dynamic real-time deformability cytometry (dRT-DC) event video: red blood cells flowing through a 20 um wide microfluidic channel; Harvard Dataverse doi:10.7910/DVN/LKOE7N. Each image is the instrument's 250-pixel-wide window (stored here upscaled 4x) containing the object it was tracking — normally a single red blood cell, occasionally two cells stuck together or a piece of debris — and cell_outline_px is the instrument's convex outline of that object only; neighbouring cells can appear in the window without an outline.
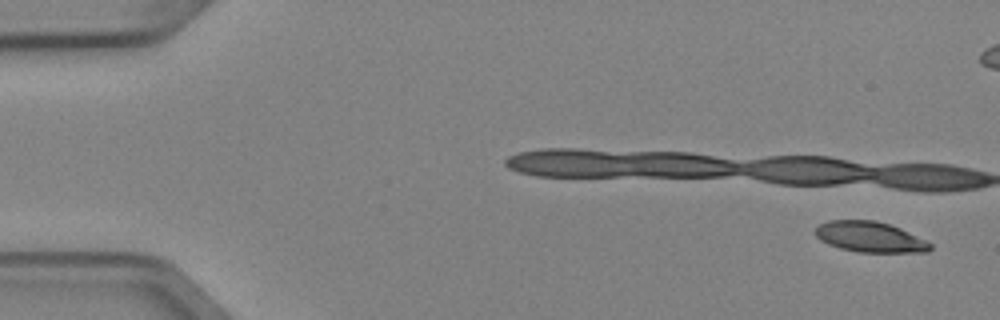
{"species": "Egyptian fruit bat (a non-hibernating species)", "species_latin": "Rousettus aegyptiacus", "temperature_condition": "cold", "stored_images_in_passage": 5, "camera_frame_rate_fps": 3000, "um_per_image_px": 0.085, "animal": {"sex": "female"}, "frame": {"image": 1, "passage_image": 1, "time_ms": 0.0, "image_size_px": [1000, 320], "cell_outline_px": [[932, 248], [928, 252], [856, 252], [840, 248], [828, 244], [820, 240], [816, 236], [816, 228], [820, 224], [828, 220], [876, 220], [900, 228], [932, 244]], "centroid_in_image_um": [73.93, 20.14], "position_along_channel_um": 11.1, "area_um2": 20.35}}